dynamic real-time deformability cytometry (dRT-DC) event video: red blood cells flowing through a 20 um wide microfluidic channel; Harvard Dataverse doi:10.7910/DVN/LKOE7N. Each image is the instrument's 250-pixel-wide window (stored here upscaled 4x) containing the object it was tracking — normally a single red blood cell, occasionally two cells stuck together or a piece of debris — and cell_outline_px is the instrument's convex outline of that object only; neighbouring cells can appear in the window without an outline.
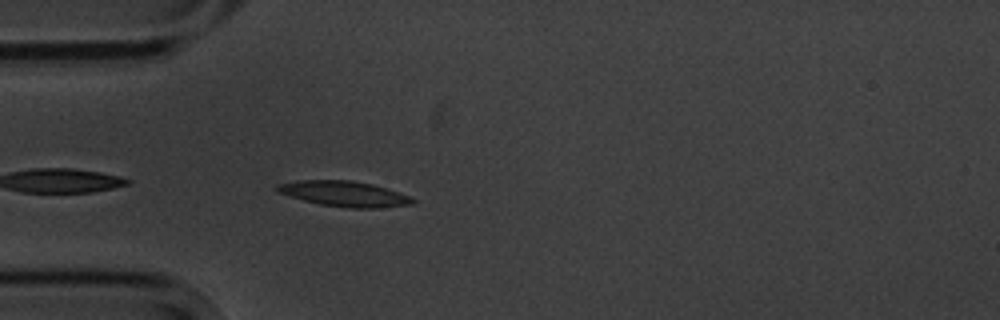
{"species": "common noctule bat (a hibernating species)", "species_latin": "Nyctalus noctula", "temperature_condition": "cold", "stored_images_in_passage": 4, "camera_frame_rate_fps": 3000, "um_per_image_px": 0.085, "animal": {"sex": "male", "body_mass_g": 20.1, "forearm_length_mm": 53.5}, "frame": {"image": 1, "passage_image": 4, "time_ms": 4.333, "image_size_px": [1000, 320], "cell_outline_px": [[416, 200], [412, 204], [380, 208], [352, 208], [320, 204], [304, 200], [276, 192], [276, 184], [296, 180], [352, 180], [372, 184], [408, 196]], "centroid_in_image_um": [29.21, 16.47], "position_along_channel_um": 55.8, "area_um2": 19.88}}